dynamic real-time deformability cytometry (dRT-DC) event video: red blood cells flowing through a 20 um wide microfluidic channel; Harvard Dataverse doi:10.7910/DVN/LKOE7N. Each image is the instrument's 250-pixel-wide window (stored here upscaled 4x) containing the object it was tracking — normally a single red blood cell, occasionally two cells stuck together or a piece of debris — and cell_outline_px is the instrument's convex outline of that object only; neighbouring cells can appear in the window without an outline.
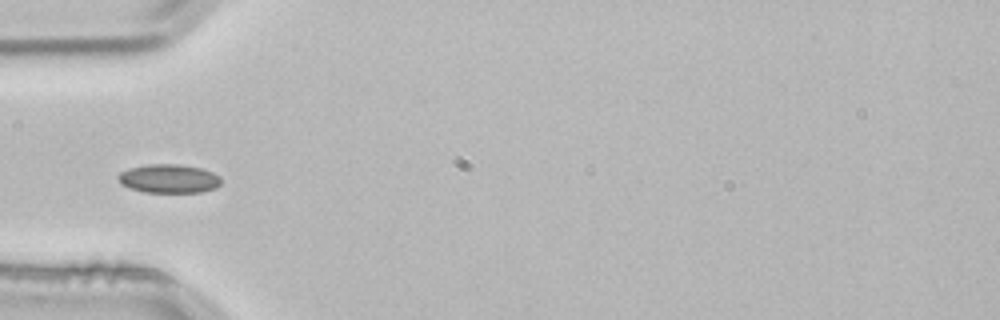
{"species": "common noctule bat (a hibernating species)", "species_latin": "Nyctalus noctula", "temperature_condition": "room temperature", "stored_images_in_passage": 4, "segment_of_instrument_passage": [2, 2], "camera_frame_rate_fps": 3000, "um_per_image_px": 0.085, "animal": {"sex": "male", "body_mass_g": 21.5, "forearm_length_mm": 52.0}, "frame": {"image": 1, "passage_image": 4, "time_ms": 1.0, "image_size_px": [1000, 320], "cell_outline_px": [[220, 184], [216, 188], [200, 192], [144, 192], [128, 188], [120, 184], [116, 180], [116, 176], [120, 172], [128, 168], [148, 164], [180, 164], [200, 168], [212, 172], [220, 176]], "centroid_in_image_um": [14.3, 15.18], "position_along_channel_um": 70.7, "area_um2": 17.46}}